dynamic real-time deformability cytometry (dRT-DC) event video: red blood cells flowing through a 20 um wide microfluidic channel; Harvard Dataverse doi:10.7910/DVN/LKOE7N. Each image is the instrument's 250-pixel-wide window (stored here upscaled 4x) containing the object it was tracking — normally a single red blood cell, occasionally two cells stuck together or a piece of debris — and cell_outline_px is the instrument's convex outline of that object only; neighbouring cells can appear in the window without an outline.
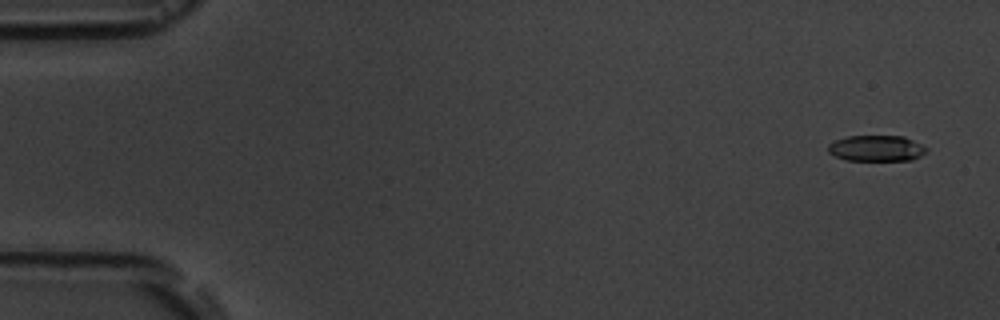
{"species": "common noctule bat (a hibernating species)", "species_latin": "Nyctalus noctula", "temperature_condition": "room temperature", "stored_images_in_passage": 5, "camera_frame_rate_fps": 3000, "um_per_image_px": 0.085, "animal": {"sex": "male", "body_mass_g": 19.5, "forearm_length_mm": 54.6}, "frame": {"image": 1, "passage_image": 1, "time_ms": 0.0, "image_size_px": [1000, 320], "cell_outline_px": [[928, 152], [912, 160], [844, 160], [828, 152], [828, 144], [836, 140], [848, 136], [904, 136], [928, 148]], "centroid_in_image_um": [74.51, 12.61], "position_along_channel_um": 10.5, "area_um2": 14.85}}
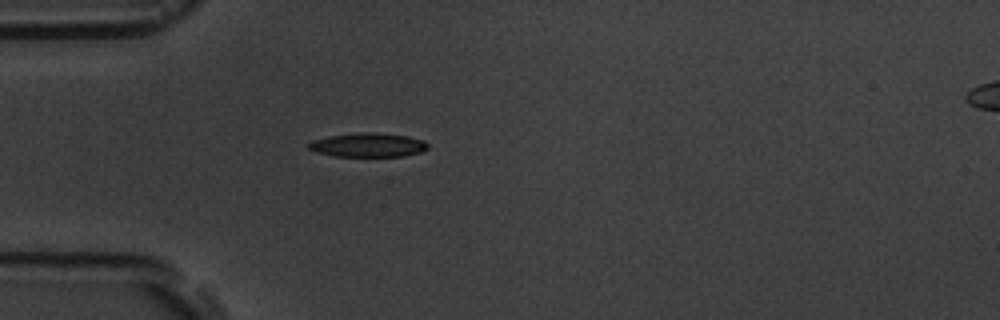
{"frame": {"image": 2, "passage_image": 5, "time_ms": 4.667, "image_size_px": [1000, 320], "cell_outline_px": [[428, 148], [420, 152], [404, 156], [332, 156], [316, 152], [308, 148], [308, 144], [312, 140], [328, 136], [360, 132], [368, 132], [408, 136], [424, 140], [428, 144]], "centroid_in_image_um": [31.27, 12.32], "position_along_channel_um": 53.7, "area_um2": 16.65}}